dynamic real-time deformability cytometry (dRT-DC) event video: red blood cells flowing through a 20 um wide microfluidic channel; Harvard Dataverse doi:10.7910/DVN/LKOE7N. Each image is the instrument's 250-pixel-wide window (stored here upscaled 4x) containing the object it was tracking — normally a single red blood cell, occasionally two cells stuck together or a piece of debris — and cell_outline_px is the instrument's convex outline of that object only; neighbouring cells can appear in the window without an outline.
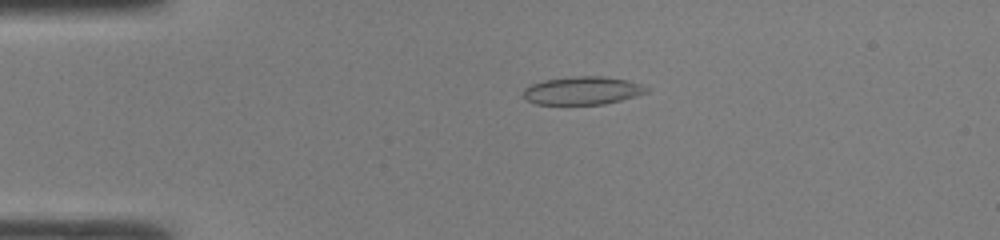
{"species": "common noctule bat (a hibernating species)", "species_latin": "Nyctalus noctula", "temperature_condition": "room temperature", "stored_images_in_passage": 42, "camera_frame_rate_fps": 3000, "um_per_image_px": 0.085, "animal": {"sex": "male", "body_mass_g": 19.0, "forearm_length_mm": 50.8}, "frame": {"image": 1, "passage_image": 5, "time_ms": 1.333, "image_size_px": [1000, 240], "cell_outline_px": [[652, 88], [648, 92], [636, 96], [604, 104], [536, 104], [528, 100], [524, 96], [524, 88], [532, 84], [544, 80], [572, 76], [608, 76], [628, 80]], "centroid_in_image_um": [49.57, 7.69], "position_along_channel_um": 35.4, "area_um2": 20.23}}
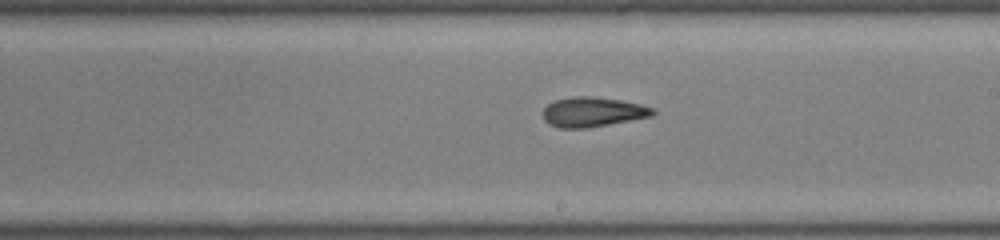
{"frame": {"image": 2, "passage_image": 22, "time_ms": 7.0, "image_size_px": [1000, 240], "cell_outline_px": [[656, 112], [652, 116], [608, 124], [584, 128], [560, 128], [548, 124], [544, 120], [544, 108], [548, 104], [556, 100], [572, 96], [592, 96], [620, 100], [640, 104], [652, 108]], "centroid_in_image_um": [50.36, 9.51], "position_along_channel_um": 238.6, "area_um2": 18.84}}
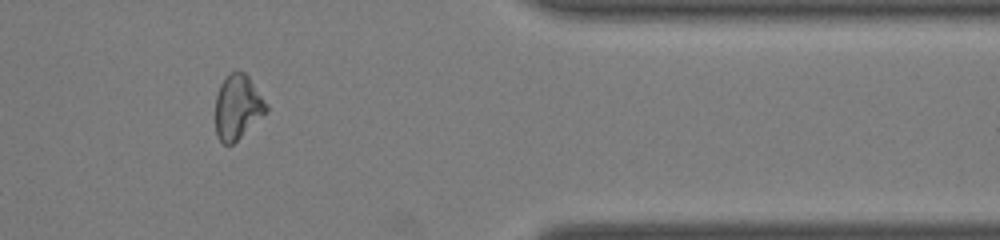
{"frame": {"image": 3, "passage_image": 34, "time_ms": 11.0, "image_size_px": [1000, 240], "cell_outline_px": [[268, 112], [232, 144], [224, 144], [216, 136], [216, 96], [220, 84], [232, 72], [244, 72], [248, 76], [268, 104]], "centroid_in_image_um": [20.21, 9.11], "position_along_channel_um": 391.2, "area_um2": 18.96}, "authors_computed_cell_mechanics": {"area_um2": 19.6231, "velocity_mm_per_s": 4.3151, "shape_relaxation_time_tau1_ms": null, "shape_relaxation_time_tau2_ms": 3.9064, "deformation_change_tau1": null, "deformation_change_tau2": 0.1098}}